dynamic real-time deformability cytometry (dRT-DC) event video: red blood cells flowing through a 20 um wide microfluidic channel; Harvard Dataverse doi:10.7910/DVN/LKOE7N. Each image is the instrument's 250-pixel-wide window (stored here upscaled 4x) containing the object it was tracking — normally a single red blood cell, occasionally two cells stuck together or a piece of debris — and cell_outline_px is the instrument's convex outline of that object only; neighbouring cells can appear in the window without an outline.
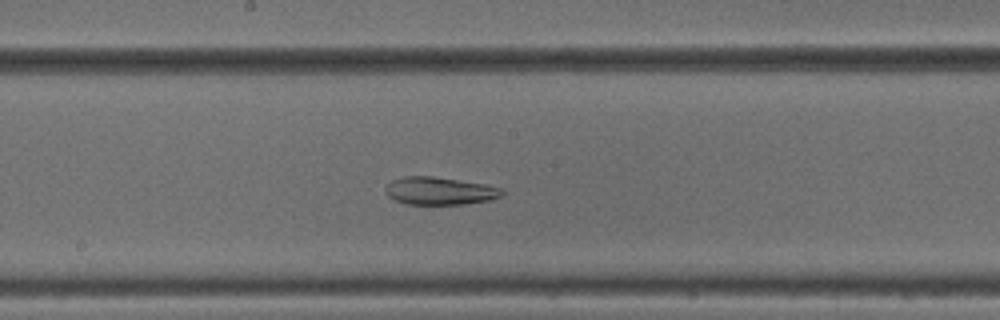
{"species": "common noctule bat (a hibernating species)", "species_latin": "Nyctalus noctula", "temperature_condition": "cold", "stored_images_in_passage": 45, "camera_frame_rate_fps": 3000, "um_per_image_px": 0.085, "animal": {"sex": "male", "body_mass_g": 18.8}, "frame": {"image": 1, "passage_image": 21, "time_ms": 6.667, "image_size_px": [1000, 320], "cell_outline_px": [[504, 192], [500, 196], [488, 200], [464, 204], [404, 204], [392, 200], [384, 192], [384, 188], [392, 180], [404, 176], [432, 176], [484, 184], [504, 188]], "centroid_in_image_um": [37.32, 16.23], "position_along_channel_um": 210.9, "area_um2": 18.9}}
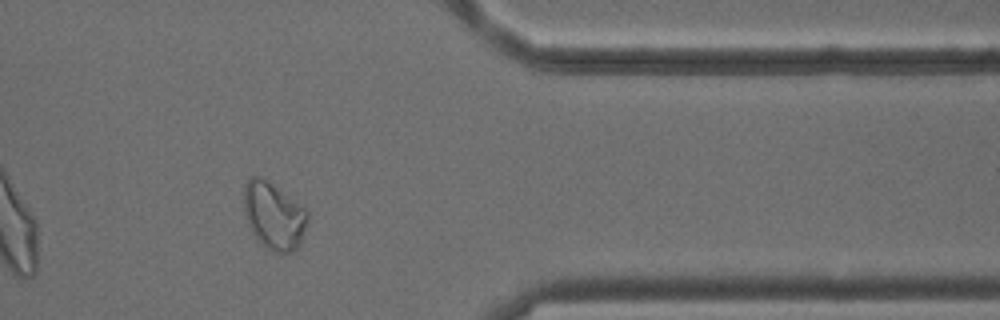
{"frame": {"image": 2, "passage_image": 36, "time_ms": 11.667, "image_size_px": [1000, 320], "cell_outline_px": [[308, 220], [300, 244], [292, 252], [280, 256], [268, 248], [252, 232], [248, 224], [244, 212], [244, 184], [252, 176], [256, 176], [272, 184], [304, 208], [308, 212]], "centroid_in_image_um": [23.28, 18.38], "position_along_channel_um": 388.1, "area_um2": 24.57}}
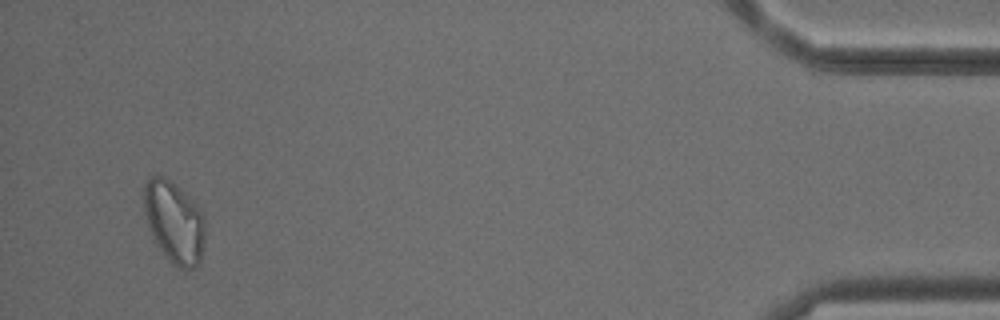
{"frame": {"image": 3, "passage_image": 43, "time_ms": 14.0, "image_size_px": [1000, 320], "cell_outline_px": [[204, 244], [200, 264], [196, 268], [176, 268], [164, 256], [152, 240], [148, 228], [144, 212], [144, 184], [152, 176], [164, 176], [180, 188], [200, 208], [204, 220]], "centroid_in_image_um": [14.79, 18.92], "position_along_channel_um": 420.4, "area_um2": 29.59}, "authors_computed_cell_mechanics": {"area_um2": 24.565, "velocity_mm_per_s": 3.8431, "shape_relaxation_time_tau1_ms": null, "shape_relaxation_time_tau2_ms": 6.8968, "deformation_change_tau1": null, "deformation_change_tau2": 0.0893}}